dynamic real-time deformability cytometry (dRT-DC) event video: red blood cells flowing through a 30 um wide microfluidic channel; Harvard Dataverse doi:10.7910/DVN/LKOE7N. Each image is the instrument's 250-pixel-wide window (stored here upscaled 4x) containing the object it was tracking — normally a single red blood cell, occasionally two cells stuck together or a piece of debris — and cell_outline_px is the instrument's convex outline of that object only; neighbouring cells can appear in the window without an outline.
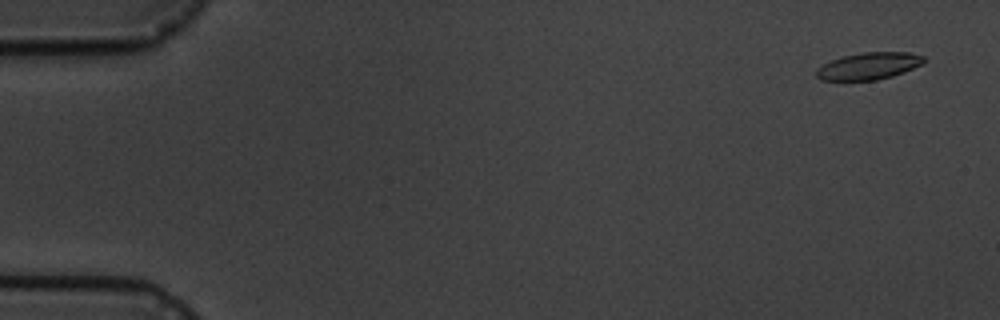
{"species": "common noctule bat (a hibernating species)", "species_latin": "Nyctalus noctula", "temperature_condition": "cold", "stored_images_in_passage": 5, "camera_frame_rate_fps": 3000, "um_per_image_px": 0.085, "animal": {"sex": "male", "body_mass_g": 19.5, "forearm_length_mm": 54.6}, "frame": {"image": 1, "passage_image": 1, "time_ms": 0.0, "image_size_px": [1000, 320], "cell_outline_px": [[924, 64], [904, 72], [892, 76], [876, 80], [820, 80], [816, 76], [816, 68], [832, 60], [844, 56], [864, 52], [908, 52], [924, 56]], "centroid_in_image_um": [73.86, 5.61], "position_along_channel_um": 11.1, "area_um2": 16.88}}
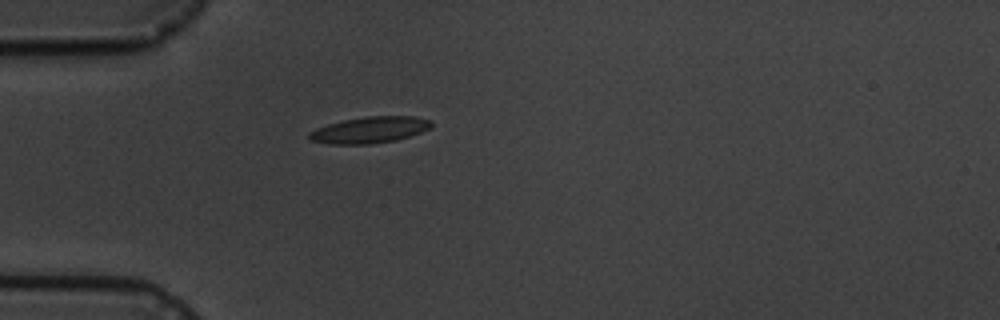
{"frame": {"image": 2, "passage_image": 5, "time_ms": 4.667, "image_size_px": [1000, 320], "cell_outline_px": [[432, 124], [428, 128], [420, 132], [396, 140], [368, 144], [332, 144], [312, 140], [308, 136], [308, 132], [316, 128], [328, 124], [344, 120], [364, 116], [412, 116], [432, 120]], "centroid_in_image_um": [31.41, 11.03], "position_along_channel_um": 53.6, "area_um2": 18.55}}